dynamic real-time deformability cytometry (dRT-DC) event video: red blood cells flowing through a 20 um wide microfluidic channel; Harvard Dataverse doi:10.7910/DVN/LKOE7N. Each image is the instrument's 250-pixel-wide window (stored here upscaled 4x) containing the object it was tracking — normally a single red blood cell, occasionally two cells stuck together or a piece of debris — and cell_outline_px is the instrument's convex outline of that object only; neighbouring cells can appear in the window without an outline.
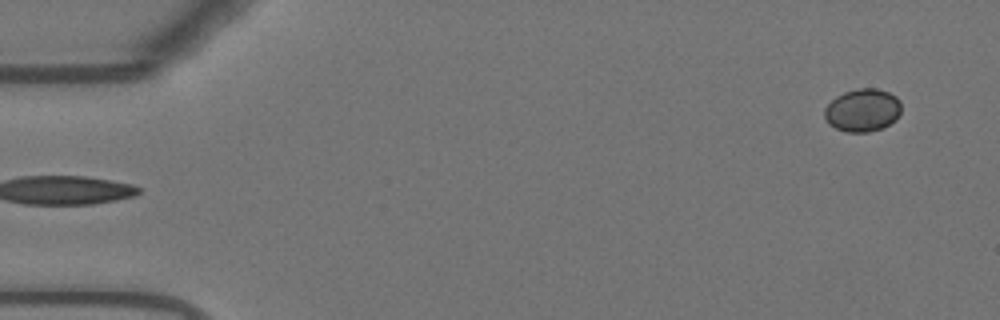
{"species": "Egyptian fruit bat (a non-hibernating species)", "species_latin": "Rousettus aegyptiacus", "temperature_condition": "warm", "stored_images_in_passage": 53, "camera_frame_rate_fps": 3000, "um_per_image_px": 0.085, "animal": {"sex": "female"}, "frame": {"image": 1, "passage_image": 1, "time_ms": 0.0, "image_size_px": [1000, 320], "cell_outline_px": [[900, 112], [896, 120], [880, 128], [868, 132], [844, 132], [828, 124], [824, 116], [824, 108], [836, 96], [844, 92], [856, 88], [876, 88], [888, 92], [896, 96], [900, 100]], "centroid_in_image_um": [73.3, 9.36], "position_along_channel_um": 11.7, "area_um2": 19.25}}
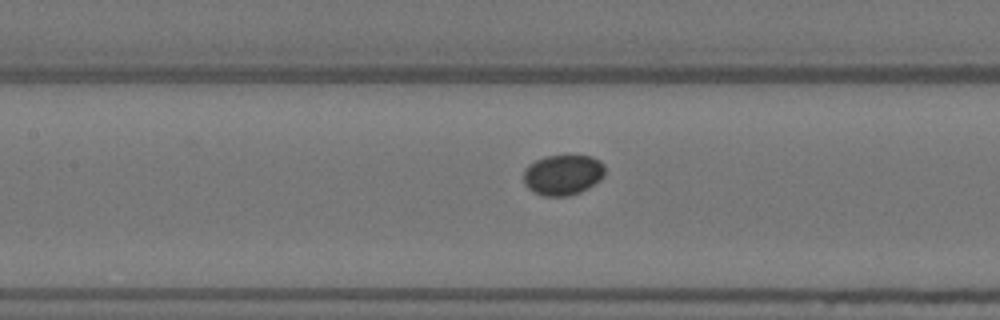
{"frame": {"image": 2, "passage_image": 23, "time_ms": 7.333, "image_size_px": [1000, 320], "cell_outline_px": [[604, 176], [600, 180], [588, 188], [580, 192], [568, 196], [544, 196], [528, 188], [524, 184], [524, 168], [528, 164], [544, 156], [592, 156], [600, 160], [604, 164]], "centroid_in_image_um": [47.85, 14.85], "position_along_channel_um": 159.6, "area_um2": 19.25}}
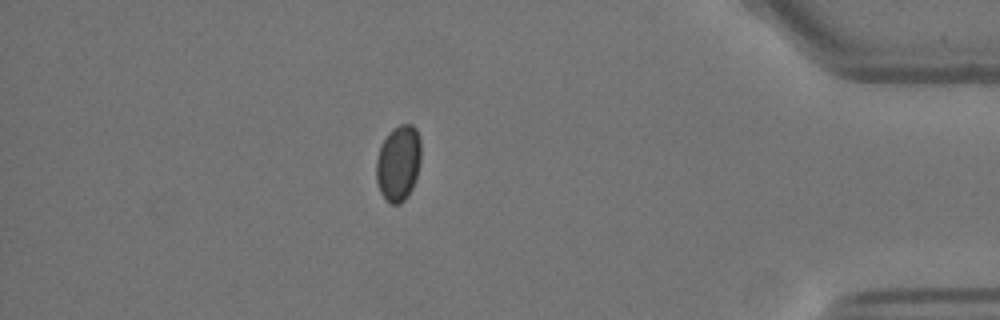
{"frame": {"image": 3, "passage_image": 46, "time_ms": 15.0, "image_size_px": [1000, 320], "cell_outline_px": [[420, 160], [416, 176], [412, 188], [408, 196], [400, 204], [392, 204], [380, 192], [376, 180], [376, 160], [380, 144], [392, 128], [400, 124], [412, 124], [416, 128], [420, 140]], "centroid_in_image_um": [33.85, 13.84], "position_along_channel_um": 401.4, "area_um2": 19.83}}